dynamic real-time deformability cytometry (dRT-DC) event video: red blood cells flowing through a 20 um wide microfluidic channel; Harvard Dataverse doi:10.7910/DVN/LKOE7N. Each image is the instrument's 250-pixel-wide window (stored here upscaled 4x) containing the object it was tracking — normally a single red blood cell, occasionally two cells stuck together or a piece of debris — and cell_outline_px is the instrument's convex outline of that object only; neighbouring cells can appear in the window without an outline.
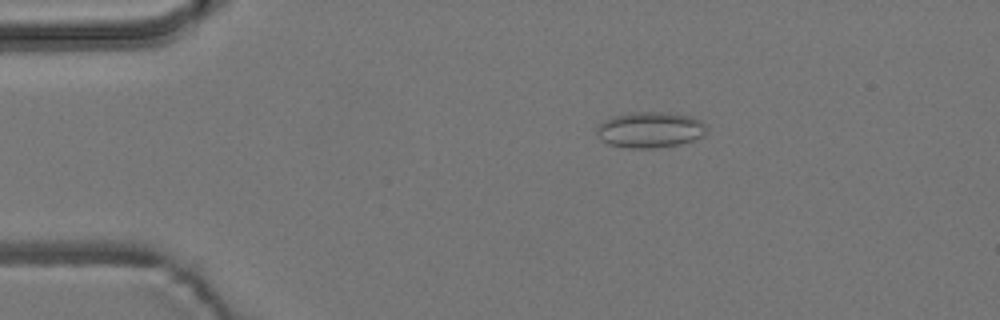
{"species": "common noctule bat (a hibernating species)", "species_latin": "Nyctalus noctula", "temperature_condition": "room temperature", "stored_images_in_passage": 3, "camera_frame_rate_fps": 3000, "um_per_image_px": 0.085, "animal": {"sex": "male", "body_mass_g": 19.2, "forearm_length_mm": 51.8}, "frame": {"image": 1, "passage_image": 1, "time_ms": 0.0, "image_size_px": [1000, 320], "cell_outline_px": [[708, 132], [704, 136], [696, 140], [680, 144], [652, 148], [628, 148], [608, 144], [600, 140], [596, 132], [596, 124], [612, 116], [632, 112], [668, 112], [692, 116], [700, 120], [704, 124]], "centroid_in_image_um": [55.25, 11.03], "position_along_channel_um": 29.8, "area_um2": 23.41}}